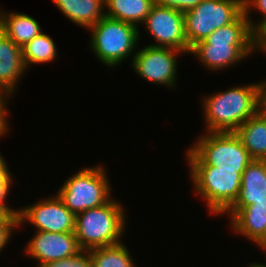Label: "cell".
<instances>
[{"instance_id":"6da1fadb","label":"cell","mask_w":266,"mask_h":267,"mask_svg":"<svg viewBox=\"0 0 266 267\" xmlns=\"http://www.w3.org/2000/svg\"><path fill=\"white\" fill-rule=\"evenodd\" d=\"M207 70L218 72L236 66L254 52V32L244 12L232 23L223 26L190 48Z\"/></svg>"},{"instance_id":"7a4b0ae2","label":"cell","mask_w":266,"mask_h":267,"mask_svg":"<svg viewBox=\"0 0 266 267\" xmlns=\"http://www.w3.org/2000/svg\"><path fill=\"white\" fill-rule=\"evenodd\" d=\"M201 102L205 132H235L259 111V84L234 86L205 95Z\"/></svg>"},{"instance_id":"3957f363","label":"cell","mask_w":266,"mask_h":267,"mask_svg":"<svg viewBox=\"0 0 266 267\" xmlns=\"http://www.w3.org/2000/svg\"><path fill=\"white\" fill-rule=\"evenodd\" d=\"M125 213L123 205L113 196L106 204L75 215L74 233L81 250L121 243L127 228Z\"/></svg>"},{"instance_id":"277c9868","label":"cell","mask_w":266,"mask_h":267,"mask_svg":"<svg viewBox=\"0 0 266 267\" xmlns=\"http://www.w3.org/2000/svg\"><path fill=\"white\" fill-rule=\"evenodd\" d=\"M186 160L188 166H216L242 175L253 159L235 132H204L187 149Z\"/></svg>"},{"instance_id":"5b68a950","label":"cell","mask_w":266,"mask_h":267,"mask_svg":"<svg viewBox=\"0 0 266 267\" xmlns=\"http://www.w3.org/2000/svg\"><path fill=\"white\" fill-rule=\"evenodd\" d=\"M88 30L90 49L103 65L114 69L131 55L132 61L141 39L138 27L104 16Z\"/></svg>"},{"instance_id":"8992f818","label":"cell","mask_w":266,"mask_h":267,"mask_svg":"<svg viewBox=\"0 0 266 267\" xmlns=\"http://www.w3.org/2000/svg\"><path fill=\"white\" fill-rule=\"evenodd\" d=\"M106 173L100 164L84 167L64 180L56 195L74 215L102 206L113 197Z\"/></svg>"},{"instance_id":"52a82bcc","label":"cell","mask_w":266,"mask_h":267,"mask_svg":"<svg viewBox=\"0 0 266 267\" xmlns=\"http://www.w3.org/2000/svg\"><path fill=\"white\" fill-rule=\"evenodd\" d=\"M189 169L193 190L207 202V211L222 216L238 197L241 175L216 166H189Z\"/></svg>"},{"instance_id":"ba28073f","label":"cell","mask_w":266,"mask_h":267,"mask_svg":"<svg viewBox=\"0 0 266 267\" xmlns=\"http://www.w3.org/2000/svg\"><path fill=\"white\" fill-rule=\"evenodd\" d=\"M243 12V0H202L184 13L189 48L215 30L234 22Z\"/></svg>"},{"instance_id":"9c48e42d","label":"cell","mask_w":266,"mask_h":267,"mask_svg":"<svg viewBox=\"0 0 266 267\" xmlns=\"http://www.w3.org/2000/svg\"><path fill=\"white\" fill-rule=\"evenodd\" d=\"M180 54L184 52L173 48L146 45L135 52L131 66L141 79L176 89L177 57Z\"/></svg>"},{"instance_id":"30bf717a","label":"cell","mask_w":266,"mask_h":267,"mask_svg":"<svg viewBox=\"0 0 266 267\" xmlns=\"http://www.w3.org/2000/svg\"><path fill=\"white\" fill-rule=\"evenodd\" d=\"M142 24L155 42L149 45L173 48L189 54L184 13L181 11L154 3Z\"/></svg>"},{"instance_id":"8fae6325","label":"cell","mask_w":266,"mask_h":267,"mask_svg":"<svg viewBox=\"0 0 266 267\" xmlns=\"http://www.w3.org/2000/svg\"><path fill=\"white\" fill-rule=\"evenodd\" d=\"M18 228L24 223L35 226L36 231L64 233L75 231V215L55 194L19 209ZM29 221V222H28Z\"/></svg>"},{"instance_id":"7c38bea8","label":"cell","mask_w":266,"mask_h":267,"mask_svg":"<svg viewBox=\"0 0 266 267\" xmlns=\"http://www.w3.org/2000/svg\"><path fill=\"white\" fill-rule=\"evenodd\" d=\"M29 241L23 251L29 258L38 261L37 267L74 256L81 251L74 232L36 231Z\"/></svg>"},{"instance_id":"4fadbf2b","label":"cell","mask_w":266,"mask_h":267,"mask_svg":"<svg viewBox=\"0 0 266 267\" xmlns=\"http://www.w3.org/2000/svg\"><path fill=\"white\" fill-rule=\"evenodd\" d=\"M223 215L229 216L234 233L245 236L258 247L266 240V199L249 206H230Z\"/></svg>"},{"instance_id":"5bb4252c","label":"cell","mask_w":266,"mask_h":267,"mask_svg":"<svg viewBox=\"0 0 266 267\" xmlns=\"http://www.w3.org/2000/svg\"><path fill=\"white\" fill-rule=\"evenodd\" d=\"M26 70L22 47L0 31V90L14 96Z\"/></svg>"},{"instance_id":"9a60e30c","label":"cell","mask_w":266,"mask_h":267,"mask_svg":"<svg viewBox=\"0 0 266 267\" xmlns=\"http://www.w3.org/2000/svg\"><path fill=\"white\" fill-rule=\"evenodd\" d=\"M266 199V160H252L241 175V186L231 206H249Z\"/></svg>"},{"instance_id":"2e32d148","label":"cell","mask_w":266,"mask_h":267,"mask_svg":"<svg viewBox=\"0 0 266 267\" xmlns=\"http://www.w3.org/2000/svg\"><path fill=\"white\" fill-rule=\"evenodd\" d=\"M74 24L89 29L105 16L104 0H52Z\"/></svg>"},{"instance_id":"e0dca14e","label":"cell","mask_w":266,"mask_h":267,"mask_svg":"<svg viewBox=\"0 0 266 267\" xmlns=\"http://www.w3.org/2000/svg\"><path fill=\"white\" fill-rule=\"evenodd\" d=\"M1 31L17 45L23 46L42 32L36 19L25 13L8 12L0 9Z\"/></svg>"},{"instance_id":"ac0fdd59","label":"cell","mask_w":266,"mask_h":267,"mask_svg":"<svg viewBox=\"0 0 266 267\" xmlns=\"http://www.w3.org/2000/svg\"><path fill=\"white\" fill-rule=\"evenodd\" d=\"M235 133L253 160H266V114L258 111Z\"/></svg>"},{"instance_id":"d6986e66","label":"cell","mask_w":266,"mask_h":267,"mask_svg":"<svg viewBox=\"0 0 266 267\" xmlns=\"http://www.w3.org/2000/svg\"><path fill=\"white\" fill-rule=\"evenodd\" d=\"M105 16L136 27L144 22L154 0H104Z\"/></svg>"},{"instance_id":"ffe728a7","label":"cell","mask_w":266,"mask_h":267,"mask_svg":"<svg viewBox=\"0 0 266 267\" xmlns=\"http://www.w3.org/2000/svg\"><path fill=\"white\" fill-rule=\"evenodd\" d=\"M57 46L50 35L43 31L22 46V57L26 69L33 64H45L57 59Z\"/></svg>"},{"instance_id":"44dd1931","label":"cell","mask_w":266,"mask_h":267,"mask_svg":"<svg viewBox=\"0 0 266 267\" xmlns=\"http://www.w3.org/2000/svg\"><path fill=\"white\" fill-rule=\"evenodd\" d=\"M93 267H137L123 242L89 250Z\"/></svg>"},{"instance_id":"7402d4cb","label":"cell","mask_w":266,"mask_h":267,"mask_svg":"<svg viewBox=\"0 0 266 267\" xmlns=\"http://www.w3.org/2000/svg\"><path fill=\"white\" fill-rule=\"evenodd\" d=\"M6 160L0 165V204L11 214L18 215L19 208L14 209L8 205L6 199L10 193V186L13 184V174L10 173Z\"/></svg>"},{"instance_id":"603a6c76","label":"cell","mask_w":266,"mask_h":267,"mask_svg":"<svg viewBox=\"0 0 266 267\" xmlns=\"http://www.w3.org/2000/svg\"><path fill=\"white\" fill-rule=\"evenodd\" d=\"M243 9L248 23L253 32H255L266 21V0H243ZM251 10H256L261 15L257 22L251 19Z\"/></svg>"},{"instance_id":"cb8c5ba5","label":"cell","mask_w":266,"mask_h":267,"mask_svg":"<svg viewBox=\"0 0 266 267\" xmlns=\"http://www.w3.org/2000/svg\"><path fill=\"white\" fill-rule=\"evenodd\" d=\"M40 267H93L89 251L81 250L74 256L48 262Z\"/></svg>"},{"instance_id":"d4e9b609","label":"cell","mask_w":266,"mask_h":267,"mask_svg":"<svg viewBox=\"0 0 266 267\" xmlns=\"http://www.w3.org/2000/svg\"><path fill=\"white\" fill-rule=\"evenodd\" d=\"M18 215H9L4 221L0 222V253L6 248L14 230L18 229Z\"/></svg>"},{"instance_id":"484cf974","label":"cell","mask_w":266,"mask_h":267,"mask_svg":"<svg viewBox=\"0 0 266 267\" xmlns=\"http://www.w3.org/2000/svg\"><path fill=\"white\" fill-rule=\"evenodd\" d=\"M12 95L11 93L9 92H6V91H2L0 90V137L3 138L4 135H6L8 133V131H10L11 129L10 128V122L8 119V117L10 115H8V113L10 111H8V102L9 101V98L11 97L12 98ZM8 99V100H7Z\"/></svg>"},{"instance_id":"4316f807","label":"cell","mask_w":266,"mask_h":267,"mask_svg":"<svg viewBox=\"0 0 266 267\" xmlns=\"http://www.w3.org/2000/svg\"><path fill=\"white\" fill-rule=\"evenodd\" d=\"M202 0H154L156 5L173 8L185 13L199 5Z\"/></svg>"},{"instance_id":"83f0119b","label":"cell","mask_w":266,"mask_h":267,"mask_svg":"<svg viewBox=\"0 0 266 267\" xmlns=\"http://www.w3.org/2000/svg\"><path fill=\"white\" fill-rule=\"evenodd\" d=\"M254 51L266 54V21L254 32Z\"/></svg>"},{"instance_id":"f1b7e54d","label":"cell","mask_w":266,"mask_h":267,"mask_svg":"<svg viewBox=\"0 0 266 267\" xmlns=\"http://www.w3.org/2000/svg\"><path fill=\"white\" fill-rule=\"evenodd\" d=\"M259 111L266 114V80L259 82Z\"/></svg>"},{"instance_id":"f546056e","label":"cell","mask_w":266,"mask_h":267,"mask_svg":"<svg viewBox=\"0 0 266 267\" xmlns=\"http://www.w3.org/2000/svg\"><path fill=\"white\" fill-rule=\"evenodd\" d=\"M10 213L0 204V222L4 221Z\"/></svg>"},{"instance_id":"4dcf8cb0","label":"cell","mask_w":266,"mask_h":267,"mask_svg":"<svg viewBox=\"0 0 266 267\" xmlns=\"http://www.w3.org/2000/svg\"><path fill=\"white\" fill-rule=\"evenodd\" d=\"M248 267H266V266L263 265L262 263L253 262V263H250V264L248 265Z\"/></svg>"},{"instance_id":"1f68e13d","label":"cell","mask_w":266,"mask_h":267,"mask_svg":"<svg viewBox=\"0 0 266 267\" xmlns=\"http://www.w3.org/2000/svg\"><path fill=\"white\" fill-rule=\"evenodd\" d=\"M259 249L263 250V252H265V254H266V240L261 244Z\"/></svg>"},{"instance_id":"d6a6232c","label":"cell","mask_w":266,"mask_h":267,"mask_svg":"<svg viewBox=\"0 0 266 267\" xmlns=\"http://www.w3.org/2000/svg\"><path fill=\"white\" fill-rule=\"evenodd\" d=\"M3 154H0V165L5 161Z\"/></svg>"}]
</instances>
